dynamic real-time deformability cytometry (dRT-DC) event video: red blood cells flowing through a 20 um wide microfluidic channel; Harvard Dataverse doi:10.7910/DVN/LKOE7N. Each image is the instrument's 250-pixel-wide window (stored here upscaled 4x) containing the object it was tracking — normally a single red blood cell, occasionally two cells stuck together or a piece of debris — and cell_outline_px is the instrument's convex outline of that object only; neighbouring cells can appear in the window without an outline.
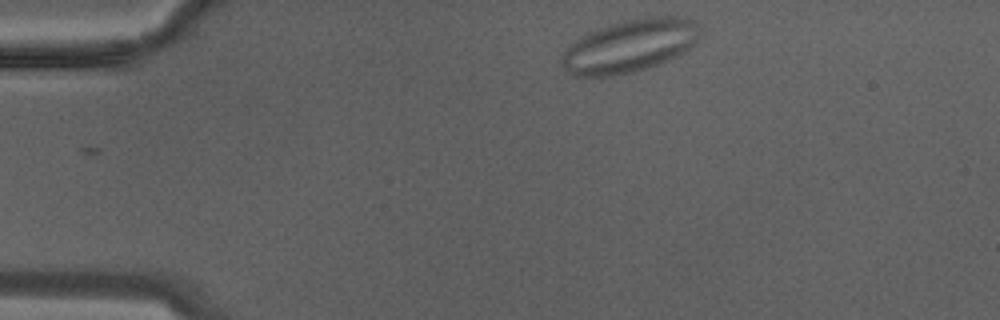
{"species": "Egyptian fruit bat (a non-hibernating species)", "species_latin": "Rousettus aegyptiacus", "temperature_condition": "warm", "stored_images_in_passage": 24, "camera_frame_rate_fps": 3000, "um_per_image_px": 0.085, "animal": {"sex": "male"}, "frame": {"image": 1, "passage_image": 1, "time_ms": 0.0, "image_size_px": [1000, 320], "cell_outline_px": [[700, 28], [696, 40], [688, 48], [668, 60], [632, 72], [612, 76], [576, 76], [568, 72], [560, 64], [560, 56], [580, 36], [588, 32], [608, 24], [644, 16], [676, 16], [696, 20]], "centroid_in_image_um": [53.49, 3.88], "position_along_channel_um": 31.5, "area_um2": 42.31}}